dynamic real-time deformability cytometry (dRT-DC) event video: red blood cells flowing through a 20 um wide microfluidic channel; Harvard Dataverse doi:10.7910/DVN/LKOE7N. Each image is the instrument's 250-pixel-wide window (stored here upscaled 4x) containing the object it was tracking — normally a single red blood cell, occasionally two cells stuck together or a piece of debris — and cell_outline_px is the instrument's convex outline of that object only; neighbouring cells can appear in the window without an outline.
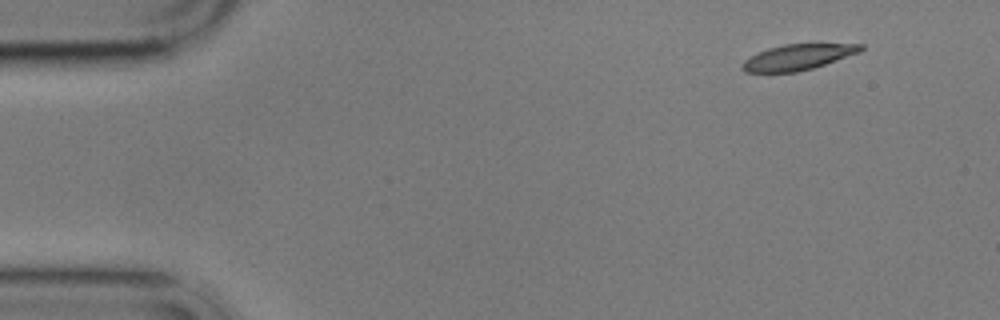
{"species": "common noctule bat (a hibernating species)", "species_latin": "Nyctalus noctula", "temperature_condition": "cold", "stored_images_in_passage": 3, "camera_frame_rate_fps": 3000, "um_per_image_px": 0.085, "animal": {"sex": "male", "body_mass_g": 17.9}, "frame": {"image": 1, "passage_image": 1, "time_ms": 0.0, "image_size_px": [1000, 320], "cell_outline_px": [[864, 48], [860, 52], [812, 68], [796, 72], [744, 72], [740, 68], [740, 64], [744, 60], [768, 48], [784, 44], [864, 44]], "centroid_in_image_um": [67.79, 4.86], "position_along_channel_um": 17.2, "area_um2": 17.51}}